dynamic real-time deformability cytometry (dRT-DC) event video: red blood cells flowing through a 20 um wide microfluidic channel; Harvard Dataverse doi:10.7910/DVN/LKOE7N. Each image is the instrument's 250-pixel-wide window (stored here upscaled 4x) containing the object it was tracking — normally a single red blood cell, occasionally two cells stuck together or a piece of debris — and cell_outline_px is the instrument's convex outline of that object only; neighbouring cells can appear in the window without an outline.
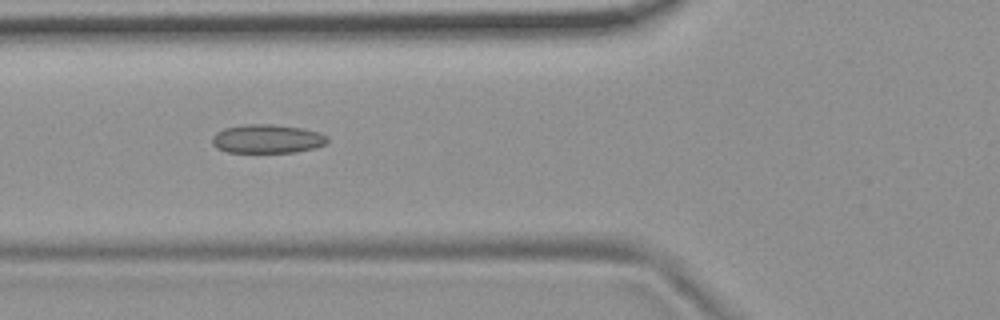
{"species": "common noctule bat (a hibernating species)", "species_latin": "Nyctalus noctula", "temperature_condition": "room temperature", "stored_images_in_passage": 13, "camera_frame_rate_fps": 3000, "um_per_image_px": 0.085, "animal": {"sex": "female", "body_mass_g": 19.9}, "frame": {"image": 1, "passage_image": 4, "time_ms": 3.333, "image_size_px": [1000, 320], "cell_outline_px": [[328, 144], [316, 148], [296, 152], [228, 152], [216, 148], [212, 144], [212, 136], [216, 132], [224, 128], [244, 124], [272, 124], [300, 128], [320, 132], [328, 136]], "centroid_in_image_um": [22.73, 11.8], "position_along_channel_um": 103.1, "area_um2": 19.54}}
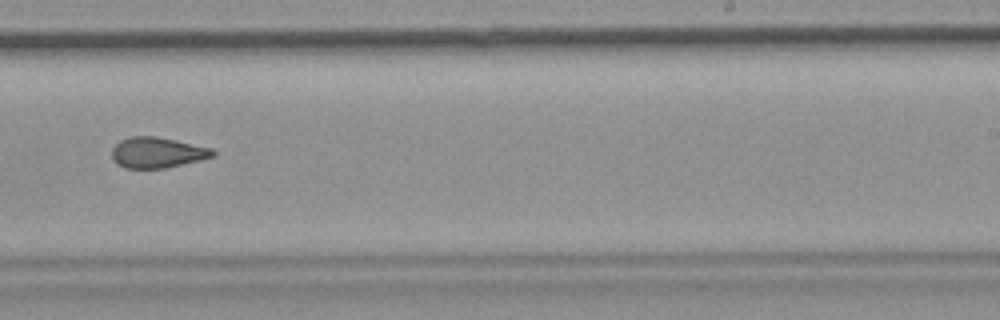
{"frame": {"image": 2, "passage_image": 8, "time_ms": 8.0, "image_size_px": [1000, 320], "cell_outline_px": [[216, 156], [200, 160], [164, 168], [124, 168], [116, 164], [112, 160], [112, 148], [120, 140], [132, 136], [156, 136], [176, 140], [212, 148], [216, 152]], "centroid_in_image_um": [13.36, 12.97], "position_along_channel_um": 275.6, "area_um2": 18.15}, "authors_computed_cell_mechanics": {"area_um2": 18.4382, "velocity_mm_per_s": 3.7116, "shape_relaxation_time_tau1_ms": null, "shape_relaxation_time_tau2_ms": 3.6942, "deformation_change_tau1": null, "deformation_change_tau2": 0.0971}}